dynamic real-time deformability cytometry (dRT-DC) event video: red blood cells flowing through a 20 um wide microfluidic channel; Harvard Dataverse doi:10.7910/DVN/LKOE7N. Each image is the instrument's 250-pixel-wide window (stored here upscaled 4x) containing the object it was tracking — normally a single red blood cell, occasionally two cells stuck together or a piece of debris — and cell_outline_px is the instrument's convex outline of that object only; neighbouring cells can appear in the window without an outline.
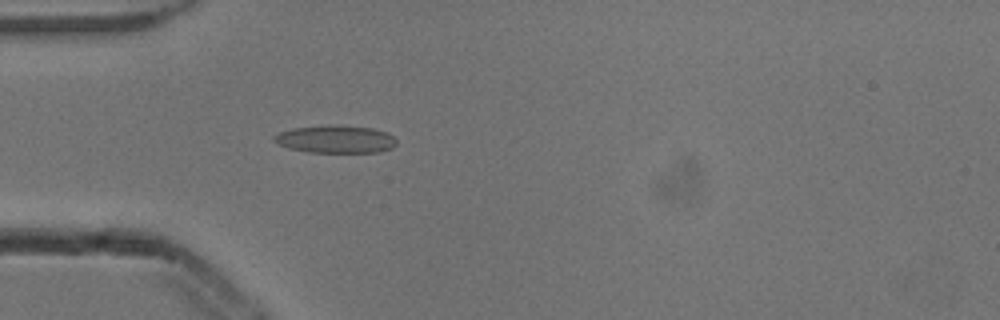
{"species": "common noctule bat (a hibernating species)", "species_latin": "Nyctalus noctula", "temperature_condition": "cold", "stored_images_in_passage": 52, "camera_frame_rate_fps": 3000, "um_per_image_px": 0.085, "animal": {"sex": "male", "body_mass_g": 13.3}, "frame": {"image": 1, "passage_image": 15, "time_ms": 4.667, "image_size_px": [1000, 320], "cell_outline_px": [[396, 144], [392, 148], [380, 152], [308, 152], [288, 148], [272, 140], [272, 136], [280, 132], [292, 128], [332, 124], [372, 128], [384, 132], [392, 136], [396, 140]], "centroid_in_image_um": [28.5, 11.83], "position_along_channel_um": 56.5, "area_um2": 19.77}}
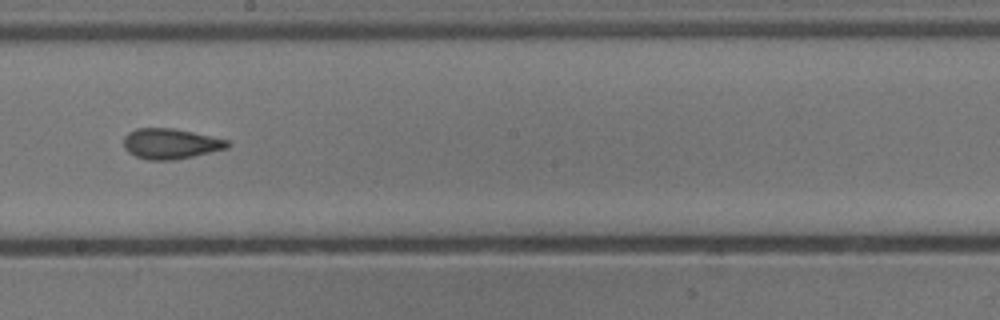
{"frame": {"image": 2, "passage_image": 29, "time_ms": 9.333, "image_size_px": [1000, 320], "cell_outline_px": [[232, 144], [228, 148], [192, 156], [172, 160], [148, 160], [136, 156], [128, 152], [124, 148], [124, 136], [128, 132], [136, 128], [172, 128], [192, 132], [228, 140]], "centroid_in_image_um": [14.48, 12.21], "position_along_channel_um": 233.7, "area_um2": 18.32}}
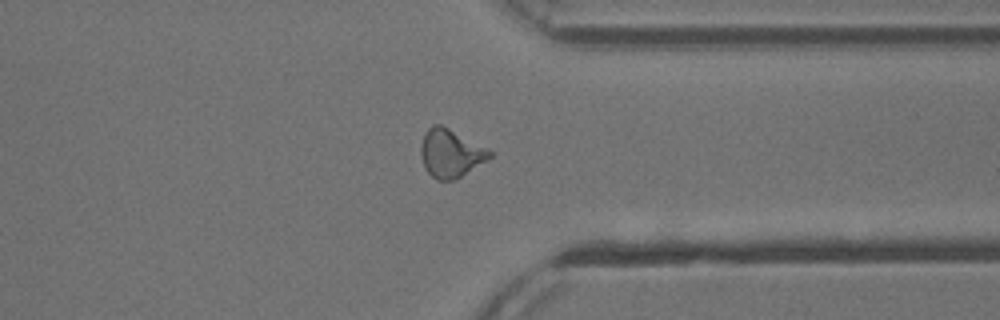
{"frame": {"image": 3, "passage_image": 40, "time_ms": 13.0, "image_size_px": [1000, 320], "cell_outline_px": [[492, 156], [456, 180], [436, 180], [424, 168], [420, 156], [420, 148], [424, 132], [432, 124], [440, 124], [488, 148], [492, 152]], "centroid_in_image_um": [38.27, 13.03], "position_along_channel_um": 373.1, "area_um2": 19.36}, "authors_computed_cell_mechanics": {"area_um2": 18.5538, "velocity_mm_per_s": 3.884, "shape_relaxation_time_tau1_ms": null, "shape_relaxation_time_tau2_ms": 1.8779, "deformation_change_tau1": null, "deformation_change_tau2": 0.0816}}